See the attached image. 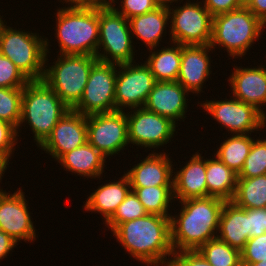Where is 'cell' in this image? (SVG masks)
I'll use <instances>...</instances> for the list:
<instances>
[{
  "label": "cell",
  "mask_w": 266,
  "mask_h": 266,
  "mask_svg": "<svg viewBox=\"0 0 266 266\" xmlns=\"http://www.w3.org/2000/svg\"><path fill=\"white\" fill-rule=\"evenodd\" d=\"M112 233L132 258L147 266H167L174 254L170 217L147 214L119 224Z\"/></svg>",
  "instance_id": "6da1fadb"
},
{
  "label": "cell",
  "mask_w": 266,
  "mask_h": 266,
  "mask_svg": "<svg viewBox=\"0 0 266 266\" xmlns=\"http://www.w3.org/2000/svg\"><path fill=\"white\" fill-rule=\"evenodd\" d=\"M225 202L210 196L179 201L182 206L180 212L170 217L173 251L197 250L216 238Z\"/></svg>",
  "instance_id": "7a4b0ae2"
},
{
  "label": "cell",
  "mask_w": 266,
  "mask_h": 266,
  "mask_svg": "<svg viewBox=\"0 0 266 266\" xmlns=\"http://www.w3.org/2000/svg\"><path fill=\"white\" fill-rule=\"evenodd\" d=\"M59 55L96 56L99 43V4L57 8Z\"/></svg>",
  "instance_id": "3957f363"
},
{
  "label": "cell",
  "mask_w": 266,
  "mask_h": 266,
  "mask_svg": "<svg viewBox=\"0 0 266 266\" xmlns=\"http://www.w3.org/2000/svg\"><path fill=\"white\" fill-rule=\"evenodd\" d=\"M70 108L43 80H30L23 87L21 119L17 128L28 123L36 146L51 135L53 127Z\"/></svg>",
  "instance_id": "277c9868"
},
{
  "label": "cell",
  "mask_w": 266,
  "mask_h": 266,
  "mask_svg": "<svg viewBox=\"0 0 266 266\" xmlns=\"http://www.w3.org/2000/svg\"><path fill=\"white\" fill-rule=\"evenodd\" d=\"M266 25L256 17L246 6L213 16L212 49L226 48L231 58L246 55L256 40L263 34ZM262 32V34H261Z\"/></svg>",
  "instance_id": "5b68a950"
},
{
  "label": "cell",
  "mask_w": 266,
  "mask_h": 266,
  "mask_svg": "<svg viewBox=\"0 0 266 266\" xmlns=\"http://www.w3.org/2000/svg\"><path fill=\"white\" fill-rule=\"evenodd\" d=\"M0 26V53L8 57L29 80H42L49 55V40L39 34ZM24 31V32H23Z\"/></svg>",
  "instance_id": "8992f818"
},
{
  "label": "cell",
  "mask_w": 266,
  "mask_h": 266,
  "mask_svg": "<svg viewBox=\"0 0 266 266\" xmlns=\"http://www.w3.org/2000/svg\"><path fill=\"white\" fill-rule=\"evenodd\" d=\"M98 61L91 55H59L53 65L45 64L43 81L73 109L80 101L92 66Z\"/></svg>",
  "instance_id": "52a82bcc"
},
{
  "label": "cell",
  "mask_w": 266,
  "mask_h": 266,
  "mask_svg": "<svg viewBox=\"0 0 266 266\" xmlns=\"http://www.w3.org/2000/svg\"><path fill=\"white\" fill-rule=\"evenodd\" d=\"M133 44L128 19L118 14L109 4H99L97 59L117 65L132 63L136 61Z\"/></svg>",
  "instance_id": "ba28073f"
},
{
  "label": "cell",
  "mask_w": 266,
  "mask_h": 266,
  "mask_svg": "<svg viewBox=\"0 0 266 266\" xmlns=\"http://www.w3.org/2000/svg\"><path fill=\"white\" fill-rule=\"evenodd\" d=\"M175 7L174 4L172 8L168 7L171 20V29H169L171 41L169 42L180 45H209L213 16L202 2L189 0L183 6Z\"/></svg>",
  "instance_id": "9c48e42d"
},
{
  "label": "cell",
  "mask_w": 266,
  "mask_h": 266,
  "mask_svg": "<svg viewBox=\"0 0 266 266\" xmlns=\"http://www.w3.org/2000/svg\"><path fill=\"white\" fill-rule=\"evenodd\" d=\"M117 64L97 61L74 111L85 116L116 111L115 87Z\"/></svg>",
  "instance_id": "30bf717a"
},
{
  "label": "cell",
  "mask_w": 266,
  "mask_h": 266,
  "mask_svg": "<svg viewBox=\"0 0 266 266\" xmlns=\"http://www.w3.org/2000/svg\"><path fill=\"white\" fill-rule=\"evenodd\" d=\"M229 100H206L199 106L203 107L213 120L222 125L230 135L251 134L266 129V117L253 105L242 102L231 96Z\"/></svg>",
  "instance_id": "8fae6325"
},
{
  "label": "cell",
  "mask_w": 266,
  "mask_h": 266,
  "mask_svg": "<svg viewBox=\"0 0 266 266\" xmlns=\"http://www.w3.org/2000/svg\"><path fill=\"white\" fill-rule=\"evenodd\" d=\"M87 141L106 158L128 147V122L125 111L87 116Z\"/></svg>",
  "instance_id": "7c38bea8"
},
{
  "label": "cell",
  "mask_w": 266,
  "mask_h": 266,
  "mask_svg": "<svg viewBox=\"0 0 266 266\" xmlns=\"http://www.w3.org/2000/svg\"><path fill=\"white\" fill-rule=\"evenodd\" d=\"M155 83L154 76L145 62L140 65L135 61L118 65L115 87L116 111L144 107Z\"/></svg>",
  "instance_id": "4fadbf2b"
},
{
  "label": "cell",
  "mask_w": 266,
  "mask_h": 266,
  "mask_svg": "<svg viewBox=\"0 0 266 266\" xmlns=\"http://www.w3.org/2000/svg\"><path fill=\"white\" fill-rule=\"evenodd\" d=\"M132 110V111H131ZM127 111L129 144L149 149H158L168 144L176 132V123L171 119L147 110L145 107Z\"/></svg>",
  "instance_id": "5bb4252c"
},
{
  "label": "cell",
  "mask_w": 266,
  "mask_h": 266,
  "mask_svg": "<svg viewBox=\"0 0 266 266\" xmlns=\"http://www.w3.org/2000/svg\"><path fill=\"white\" fill-rule=\"evenodd\" d=\"M24 193L20 188L13 194L3 189L0 191V230L17 243L22 240L31 243L36 239V229Z\"/></svg>",
  "instance_id": "9a60e30c"
},
{
  "label": "cell",
  "mask_w": 266,
  "mask_h": 266,
  "mask_svg": "<svg viewBox=\"0 0 266 266\" xmlns=\"http://www.w3.org/2000/svg\"><path fill=\"white\" fill-rule=\"evenodd\" d=\"M87 141V116L69 109L53 127L51 135L40 146L57 160Z\"/></svg>",
  "instance_id": "2e32d148"
},
{
  "label": "cell",
  "mask_w": 266,
  "mask_h": 266,
  "mask_svg": "<svg viewBox=\"0 0 266 266\" xmlns=\"http://www.w3.org/2000/svg\"><path fill=\"white\" fill-rule=\"evenodd\" d=\"M213 49L210 45H181V65L177 81L190 93L200 94L211 74Z\"/></svg>",
  "instance_id": "e0dca14e"
},
{
  "label": "cell",
  "mask_w": 266,
  "mask_h": 266,
  "mask_svg": "<svg viewBox=\"0 0 266 266\" xmlns=\"http://www.w3.org/2000/svg\"><path fill=\"white\" fill-rule=\"evenodd\" d=\"M228 81L230 82L229 85H231L233 97L253 105L266 117V112L263 110L266 106L265 66L261 64L253 68H243L236 65Z\"/></svg>",
  "instance_id": "ac0fdd59"
},
{
  "label": "cell",
  "mask_w": 266,
  "mask_h": 266,
  "mask_svg": "<svg viewBox=\"0 0 266 266\" xmlns=\"http://www.w3.org/2000/svg\"><path fill=\"white\" fill-rule=\"evenodd\" d=\"M188 93L178 81L156 82L144 107L177 124L176 121L186 118Z\"/></svg>",
  "instance_id": "d6986e66"
},
{
  "label": "cell",
  "mask_w": 266,
  "mask_h": 266,
  "mask_svg": "<svg viewBox=\"0 0 266 266\" xmlns=\"http://www.w3.org/2000/svg\"><path fill=\"white\" fill-rule=\"evenodd\" d=\"M172 163L166 152L156 153L152 150L125 174L131 187L173 186Z\"/></svg>",
  "instance_id": "ffe728a7"
},
{
  "label": "cell",
  "mask_w": 266,
  "mask_h": 266,
  "mask_svg": "<svg viewBox=\"0 0 266 266\" xmlns=\"http://www.w3.org/2000/svg\"><path fill=\"white\" fill-rule=\"evenodd\" d=\"M199 152H195L186 165L179 171H173L174 199L183 201L191 198L207 197L206 159Z\"/></svg>",
  "instance_id": "44dd1931"
},
{
  "label": "cell",
  "mask_w": 266,
  "mask_h": 266,
  "mask_svg": "<svg viewBox=\"0 0 266 266\" xmlns=\"http://www.w3.org/2000/svg\"><path fill=\"white\" fill-rule=\"evenodd\" d=\"M122 176L118 181L109 180V183H105L94 190L95 192L88 196L83 205L85 212H99L106 223L131 191L128 176L126 174Z\"/></svg>",
  "instance_id": "7402d4cb"
},
{
  "label": "cell",
  "mask_w": 266,
  "mask_h": 266,
  "mask_svg": "<svg viewBox=\"0 0 266 266\" xmlns=\"http://www.w3.org/2000/svg\"><path fill=\"white\" fill-rule=\"evenodd\" d=\"M217 238L241 251L249 240L248 209L227 201L221 211Z\"/></svg>",
  "instance_id": "603a6c76"
},
{
  "label": "cell",
  "mask_w": 266,
  "mask_h": 266,
  "mask_svg": "<svg viewBox=\"0 0 266 266\" xmlns=\"http://www.w3.org/2000/svg\"><path fill=\"white\" fill-rule=\"evenodd\" d=\"M128 21L132 38L136 36V39L144 42L148 49H152L159 47L163 33L166 34L164 31L167 24L169 27L170 14L167 6H159L145 14L134 16Z\"/></svg>",
  "instance_id": "cb8c5ba5"
},
{
  "label": "cell",
  "mask_w": 266,
  "mask_h": 266,
  "mask_svg": "<svg viewBox=\"0 0 266 266\" xmlns=\"http://www.w3.org/2000/svg\"><path fill=\"white\" fill-rule=\"evenodd\" d=\"M107 158L102 155L94 146L86 142L78 148L64 153L57 161L65 171L72 172L86 178H99L104 173L105 161Z\"/></svg>",
  "instance_id": "d4e9b609"
},
{
  "label": "cell",
  "mask_w": 266,
  "mask_h": 266,
  "mask_svg": "<svg viewBox=\"0 0 266 266\" xmlns=\"http://www.w3.org/2000/svg\"><path fill=\"white\" fill-rule=\"evenodd\" d=\"M207 197L232 201L237 185V173L228 168L216 156L206 158Z\"/></svg>",
  "instance_id": "484cf974"
},
{
  "label": "cell",
  "mask_w": 266,
  "mask_h": 266,
  "mask_svg": "<svg viewBox=\"0 0 266 266\" xmlns=\"http://www.w3.org/2000/svg\"><path fill=\"white\" fill-rule=\"evenodd\" d=\"M170 44L173 45L162 47L161 50H157V47L149 49L151 54L144 61L156 82L177 81L181 65V45L174 42Z\"/></svg>",
  "instance_id": "4316f807"
},
{
  "label": "cell",
  "mask_w": 266,
  "mask_h": 266,
  "mask_svg": "<svg viewBox=\"0 0 266 266\" xmlns=\"http://www.w3.org/2000/svg\"><path fill=\"white\" fill-rule=\"evenodd\" d=\"M250 136L251 134H233L221 143L214 156L238 174L254 141V137Z\"/></svg>",
  "instance_id": "83f0119b"
},
{
  "label": "cell",
  "mask_w": 266,
  "mask_h": 266,
  "mask_svg": "<svg viewBox=\"0 0 266 266\" xmlns=\"http://www.w3.org/2000/svg\"><path fill=\"white\" fill-rule=\"evenodd\" d=\"M232 202L243 209L266 208V175L237 178Z\"/></svg>",
  "instance_id": "f1b7e54d"
},
{
  "label": "cell",
  "mask_w": 266,
  "mask_h": 266,
  "mask_svg": "<svg viewBox=\"0 0 266 266\" xmlns=\"http://www.w3.org/2000/svg\"><path fill=\"white\" fill-rule=\"evenodd\" d=\"M148 214L171 217L170 203L174 199L173 186L131 187Z\"/></svg>",
  "instance_id": "f546056e"
},
{
  "label": "cell",
  "mask_w": 266,
  "mask_h": 266,
  "mask_svg": "<svg viewBox=\"0 0 266 266\" xmlns=\"http://www.w3.org/2000/svg\"><path fill=\"white\" fill-rule=\"evenodd\" d=\"M197 251L212 266H242L240 251L217 237L200 246Z\"/></svg>",
  "instance_id": "4dcf8cb0"
},
{
  "label": "cell",
  "mask_w": 266,
  "mask_h": 266,
  "mask_svg": "<svg viewBox=\"0 0 266 266\" xmlns=\"http://www.w3.org/2000/svg\"><path fill=\"white\" fill-rule=\"evenodd\" d=\"M23 88H0V120L18 128L21 119Z\"/></svg>",
  "instance_id": "1f68e13d"
},
{
  "label": "cell",
  "mask_w": 266,
  "mask_h": 266,
  "mask_svg": "<svg viewBox=\"0 0 266 266\" xmlns=\"http://www.w3.org/2000/svg\"><path fill=\"white\" fill-rule=\"evenodd\" d=\"M266 175V139H256L250 148L237 178H253Z\"/></svg>",
  "instance_id": "d6a6232c"
},
{
  "label": "cell",
  "mask_w": 266,
  "mask_h": 266,
  "mask_svg": "<svg viewBox=\"0 0 266 266\" xmlns=\"http://www.w3.org/2000/svg\"><path fill=\"white\" fill-rule=\"evenodd\" d=\"M147 214L138 197L133 191H130L113 216L105 223V226L112 232L119 224L138 219Z\"/></svg>",
  "instance_id": "836d02e7"
},
{
  "label": "cell",
  "mask_w": 266,
  "mask_h": 266,
  "mask_svg": "<svg viewBox=\"0 0 266 266\" xmlns=\"http://www.w3.org/2000/svg\"><path fill=\"white\" fill-rule=\"evenodd\" d=\"M29 81L8 57L0 53V88H23Z\"/></svg>",
  "instance_id": "e575fe53"
},
{
  "label": "cell",
  "mask_w": 266,
  "mask_h": 266,
  "mask_svg": "<svg viewBox=\"0 0 266 266\" xmlns=\"http://www.w3.org/2000/svg\"><path fill=\"white\" fill-rule=\"evenodd\" d=\"M18 131L15 126L7 121L0 120V158L9 165L15 145L18 142ZM14 148V149H13ZM9 162V163H8Z\"/></svg>",
  "instance_id": "d590c367"
},
{
  "label": "cell",
  "mask_w": 266,
  "mask_h": 266,
  "mask_svg": "<svg viewBox=\"0 0 266 266\" xmlns=\"http://www.w3.org/2000/svg\"><path fill=\"white\" fill-rule=\"evenodd\" d=\"M241 264L266 261V233L250 238L240 251Z\"/></svg>",
  "instance_id": "8d00e7d4"
},
{
  "label": "cell",
  "mask_w": 266,
  "mask_h": 266,
  "mask_svg": "<svg viewBox=\"0 0 266 266\" xmlns=\"http://www.w3.org/2000/svg\"><path fill=\"white\" fill-rule=\"evenodd\" d=\"M120 3L119 9L115 6L117 3H109V5L126 19L145 14L160 6L156 0H120Z\"/></svg>",
  "instance_id": "74e56055"
},
{
  "label": "cell",
  "mask_w": 266,
  "mask_h": 266,
  "mask_svg": "<svg viewBox=\"0 0 266 266\" xmlns=\"http://www.w3.org/2000/svg\"><path fill=\"white\" fill-rule=\"evenodd\" d=\"M167 266H212L197 250L174 252Z\"/></svg>",
  "instance_id": "f35d334b"
},
{
  "label": "cell",
  "mask_w": 266,
  "mask_h": 266,
  "mask_svg": "<svg viewBox=\"0 0 266 266\" xmlns=\"http://www.w3.org/2000/svg\"><path fill=\"white\" fill-rule=\"evenodd\" d=\"M249 239L266 233V208L248 209Z\"/></svg>",
  "instance_id": "ab89813d"
},
{
  "label": "cell",
  "mask_w": 266,
  "mask_h": 266,
  "mask_svg": "<svg viewBox=\"0 0 266 266\" xmlns=\"http://www.w3.org/2000/svg\"><path fill=\"white\" fill-rule=\"evenodd\" d=\"M204 7L212 16L230 12L245 6L244 0H202Z\"/></svg>",
  "instance_id": "60d3db41"
},
{
  "label": "cell",
  "mask_w": 266,
  "mask_h": 266,
  "mask_svg": "<svg viewBox=\"0 0 266 266\" xmlns=\"http://www.w3.org/2000/svg\"><path fill=\"white\" fill-rule=\"evenodd\" d=\"M245 6L266 25V0H249Z\"/></svg>",
  "instance_id": "b9f144b4"
},
{
  "label": "cell",
  "mask_w": 266,
  "mask_h": 266,
  "mask_svg": "<svg viewBox=\"0 0 266 266\" xmlns=\"http://www.w3.org/2000/svg\"><path fill=\"white\" fill-rule=\"evenodd\" d=\"M16 245L18 244L13 238L0 230V261L7 257L12 249L14 250Z\"/></svg>",
  "instance_id": "7bdbcfd3"
},
{
  "label": "cell",
  "mask_w": 266,
  "mask_h": 266,
  "mask_svg": "<svg viewBox=\"0 0 266 266\" xmlns=\"http://www.w3.org/2000/svg\"><path fill=\"white\" fill-rule=\"evenodd\" d=\"M62 0H60L61 2ZM64 1V2H63ZM62 3H69V6H88L93 5V0H63Z\"/></svg>",
  "instance_id": "ee69618b"
},
{
  "label": "cell",
  "mask_w": 266,
  "mask_h": 266,
  "mask_svg": "<svg viewBox=\"0 0 266 266\" xmlns=\"http://www.w3.org/2000/svg\"><path fill=\"white\" fill-rule=\"evenodd\" d=\"M156 1L158 2V4L160 6H167V7H169L170 5H172V3H174V2H177L178 3V0H156ZM182 1L183 0H181V2ZM179 2H180V0H179Z\"/></svg>",
  "instance_id": "f6af8a7d"
},
{
  "label": "cell",
  "mask_w": 266,
  "mask_h": 266,
  "mask_svg": "<svg viewBox=\"0 0 266 266\" xmlns=\"http://www.w3.org/2000/svg\"><path fill=\"white\" fill-rule=\"evenodd\" d=\"M7 167L9 166L0 158V179H2V177L4 176Z\"/></svg>",
  "instance_id": "bcb514c9"
},
{
  "label": "cell",
  "mask_w": 266,
  "mask_h": 266,
  "mask_svg": "<svg viewBox=\"0 0 266 266\" xmlns=\"http://www.w3.org/2000/svg\"><path fill=\"white\" fill-rule=\"evenodd\" d=\"M109 3H116V1L115 0H93V5L94 4L108 5Z\"/></svg>",
  "instance_id": "7dc6e473"
},
{
  "label": "cell",
  "mask_w": 266,
  "mask_h": 266,
  "mask_svg": "<svg viewBox=\"0 0 266 266\" xmlns=\"http://www.w3.org/2000/svg\"><path fill=\"white\" fill-rule=\"evenodd\" d=\"M242 266H266V261H260L257 263H251V264H241Z\"/></svg>",
  "instance_id": "c3c4849f"
},
{
  "label": "cell",
  "mask_w": 266,
  "mask_h": 266,
  "mask_svg": "<svg viewBox=\"0 0 266 266\" xmlns=\"http://www.w3.org/2000/svg\"><path fill=\"white\" fill-rule=\"evenodd\" d=\"M1 17H3V16L0 15V26H1V23H2V21H3Z\"/></svg>",
  "instance_id": "681fc988"
}]
</instances>
